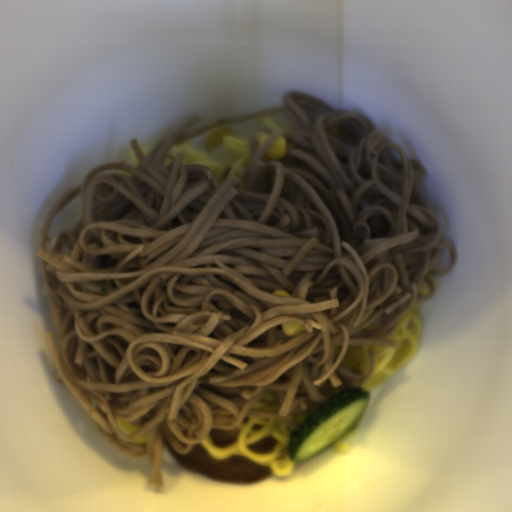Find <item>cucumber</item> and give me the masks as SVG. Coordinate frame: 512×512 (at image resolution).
<instances>
[{"label":"cucumber","instance_id":"obj_1","mask_svg":"<svg viewBox=\"0 0 512 512\" xmlns=\"http://www.w3.org/2000/svg\"><path fill=\"white\" fill-rule=\"evenodd\" d=\"M370 393L361 387L329 396L320 407L290 429L285 446L291 461L306 462L354 429L363 417Z\"/></svg>","mask_w":512,"mask_h":512}]
</instances>
